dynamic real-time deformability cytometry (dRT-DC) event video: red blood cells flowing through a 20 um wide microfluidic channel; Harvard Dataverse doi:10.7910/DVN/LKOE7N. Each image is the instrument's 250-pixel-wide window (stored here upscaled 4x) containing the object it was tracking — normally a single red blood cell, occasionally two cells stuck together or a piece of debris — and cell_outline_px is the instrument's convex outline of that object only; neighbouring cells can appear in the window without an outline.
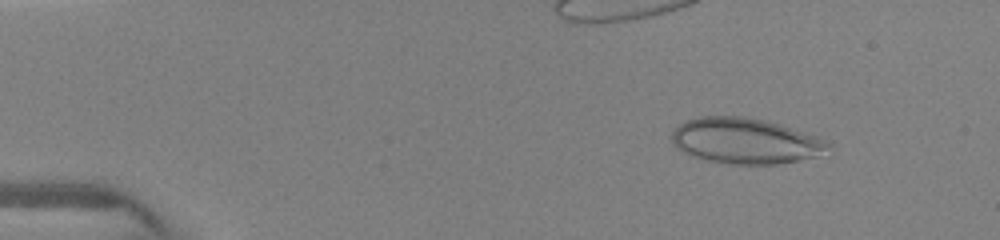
{"species": "human", "species_latin": "Homo sapiens", "temperature_condition": "warm", "stored_images_in_passage": 5, "camera_frame_rate_fps": 3000, "um_per_image_px": 0.085, "donor": {"sex": "female"}, "frame": {"image": 1, "passage_image": 2, "time_ms": 1.0, "image_size_px": [1000, 240], "cell_outline_px": [[832, 144], [816, 156], [776, 164], [728, 164], [708, 160], [684, 152], [676, 148], [672, 144], [672, 132], [680, 124], [688, 120], [700, 116], [740, 116], [764, 120], [780, 124], [816, 136]], "centroid_in_image_um": [63.31, 11.97], "position_along_channel_um": 21.7, "area_um2": 41.04}}